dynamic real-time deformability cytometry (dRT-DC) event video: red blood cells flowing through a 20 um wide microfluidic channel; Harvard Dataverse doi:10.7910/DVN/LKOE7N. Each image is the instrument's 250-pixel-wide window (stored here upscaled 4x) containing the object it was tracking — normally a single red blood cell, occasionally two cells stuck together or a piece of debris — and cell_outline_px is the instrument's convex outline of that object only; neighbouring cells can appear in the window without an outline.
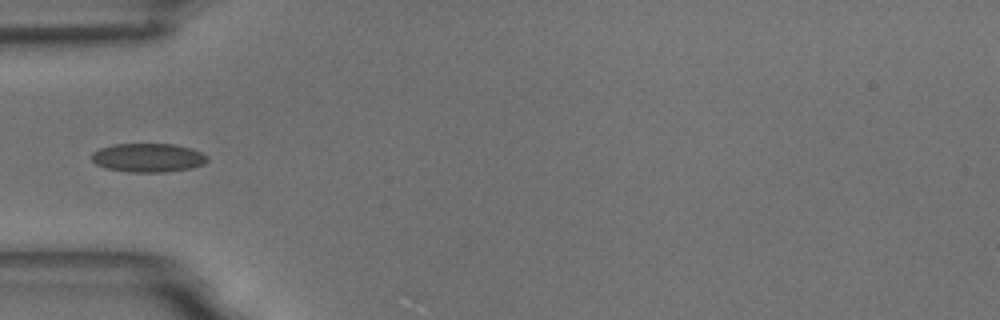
{"species": "common noctule bat (a hibernating species)", "species_latin": "Nyctalus noctula", "temperature_condition": "room temperature", "stored_images_in_passage": 39, "camera_frame_rate_fps": 3000, "um_per_image_px": 0.085, "animal": {"sex": "male", "body_mass_g": 18.8}, "frame": {"image": 1, "passage_image": 1, "time_ms": 0.0, "image_size_px": [1000, 320], "cell_outline_px": [[208, 160], [204, 164], [192, 168], [164, 172], [128, 172], [108, 168], [96, 164], [92, 160], [92, 152], [100, 148], [116, 144], [176, 144], [192, 148], [208, 156]], "centroid_in_image_um": [12.62, 13.4], "position_along_channel_um": 72.4, "area_um2": 19.42}}
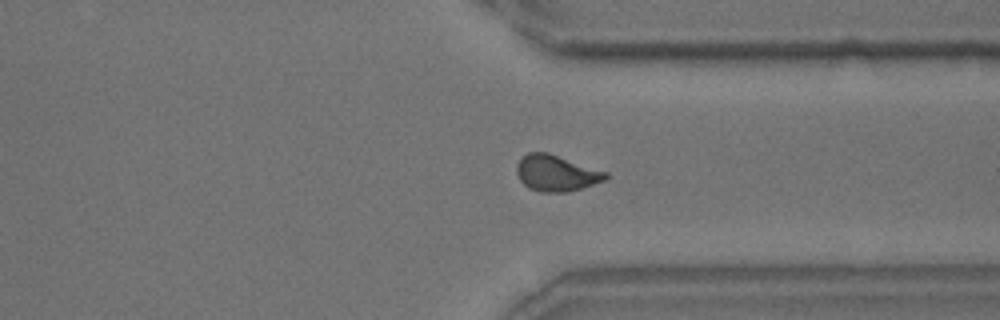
{"frame": {"image": 2, "passage_image": 25, "time_ms": 8.0, "image_size_px": [1000, 320], "cell_outline_px": [[608, 180], [580, 188], [564, 192], [540, 192], [528, 188], [520, 180], [516, 172], [516, 164], [528, 152], [548, 152], [608, 172]], "centroid_in_image_um": [47.29, 14.71], "position_along_channel_um": 364.1, "area_um2": 18.79}}
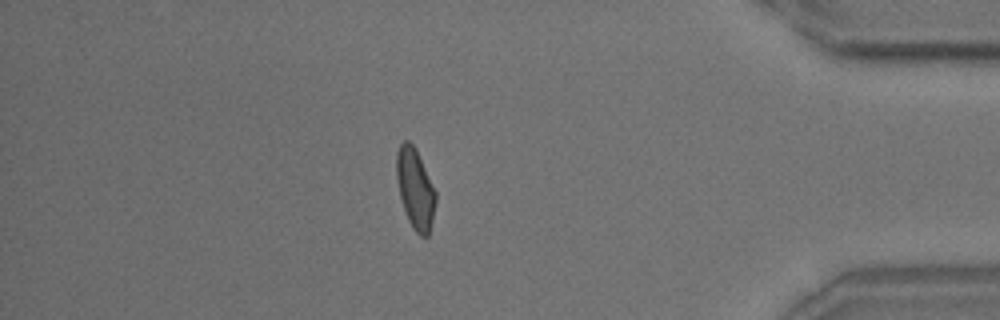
{"frame": {"image": 3, "passage_image": 31, "time_ms": 10.0, "image_size_px": [1000, 320], "cell_outline_px": [[436, 200], [432, 220], [428, 236], [420, 236], [412, 228], [408, 220], [400, 196], [396, 176], [396, 152], [400, 144], [404, 140], [408, 140], [416, 148], [436, 192]], "centroid_in_image_um": [35.28, 16.02], "position_along_channel_um": 399.9, "area_um2": 18.26}, "authors_computed_cell_mechanics": {"area_um2": 18.2648, "velocity_mm_per_s": 3.6332, "shape_relaxation_time_tau1_ms": 9.2785, "shape_relaxation_time_tau2_ms": 1.4906, "deformation_change_tau1": 0.1721, "deformation_change_tau2": 0.0568}}